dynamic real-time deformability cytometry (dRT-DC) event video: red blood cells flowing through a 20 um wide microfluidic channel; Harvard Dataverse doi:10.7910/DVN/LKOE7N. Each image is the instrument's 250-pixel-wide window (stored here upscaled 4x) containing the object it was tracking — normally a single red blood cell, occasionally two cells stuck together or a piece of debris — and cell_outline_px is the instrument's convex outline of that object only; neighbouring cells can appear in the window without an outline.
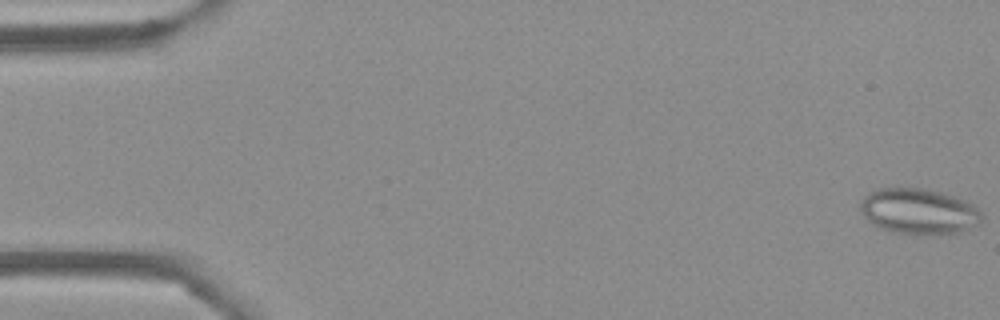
{"species": "Egyptian fruit bat (a non-hibernating species)", "species_latin": "Rousettus aegyptiacus", "temperature_condition": "cold", "stored_images_in_passage": 12, "camera_frame_rate_fps": 3000, "um_per_image_px": 0.085, "frame": {"image": 1, "passage_image": 1, "time_ms": 0.0, "image_size_px": [1000, 320], "cell_outline_px": [[984, 216], [976, 224], [960, 232], [924, 236], [920, 236], [888, 232], [880, 228], [868, 220], [860, 212], [860, 200], [868, 192], [876, 188], [924, 188], [956, 196], [972, 204]], "centroid_in_image_um": [78.05, 17.98], "position_along_channel_um": 7.0, "area_um2": 32.83}}